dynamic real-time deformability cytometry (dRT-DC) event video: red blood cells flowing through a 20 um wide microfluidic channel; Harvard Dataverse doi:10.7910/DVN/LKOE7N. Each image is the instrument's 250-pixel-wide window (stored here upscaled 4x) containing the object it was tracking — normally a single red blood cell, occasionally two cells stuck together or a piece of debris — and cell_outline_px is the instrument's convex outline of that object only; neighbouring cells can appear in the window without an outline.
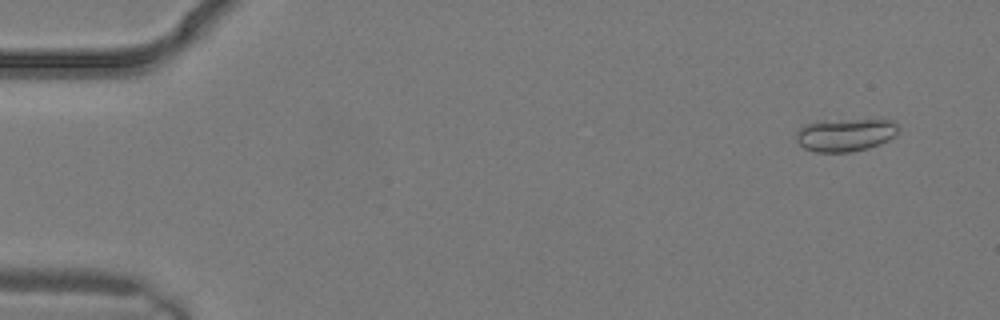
{"species": "common noctule bat (a hibernating species)", "species_latin": "Nyctalus noctula", "temperature_condition": "warm", "stored_images_in_passage": 3, "camera_frame_rate_fps": 3000, "um_per_image_px": 0.085, "animal": {"sex": "male", "body_mass_g": 19.2, "forearm_length_mm": 51.8}, "frame": {"image": 1, "passage_image": 1, "time_ms": 0.0, "image_size_px": [1000, 320], "cell_outline_px": [[900, 128], [888, 140], [880, 144], [868, 148], [852, 152], [816, 152], [804, 148], [796, 140], [796, 132], [804, 124], [824, 120], [892, 120]], "centroid_in_image_um": [71.82, 11.46], "position_along_channel_um": 13.2, "area_um2": 19.54}}
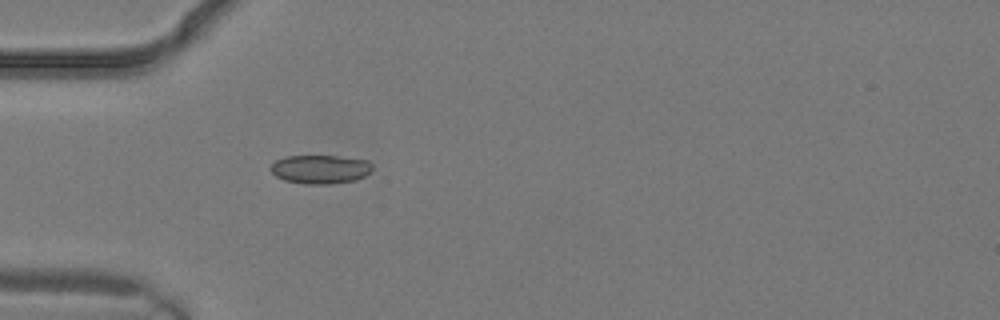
{"frame": {"image": 2, "passage_image": 3, "time_ms": 0.667, "image_size_px": [1000, 320], "cell_outline_px": [[372, 168], [364, 176], [356, 180], [332, 184], [308, 184], [284, 180], [276, 176], [268, 168], [276, 160], [288, 156], [336, 156], [368, 160], [372, 164]], "centroid_in_image_um": [27.22, 14.39], "position_along_channel_um": 57.8, "area_um2": 16.99}}